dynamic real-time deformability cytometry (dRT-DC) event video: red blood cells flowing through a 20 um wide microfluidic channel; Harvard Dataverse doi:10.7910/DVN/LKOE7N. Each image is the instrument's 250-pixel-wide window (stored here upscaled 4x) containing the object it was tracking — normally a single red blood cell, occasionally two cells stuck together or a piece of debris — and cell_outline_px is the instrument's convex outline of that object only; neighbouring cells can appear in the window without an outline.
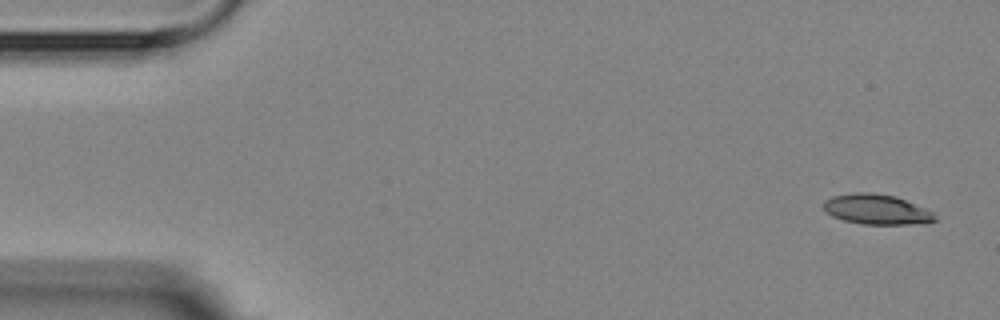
{"species": "Egyptian fruit bat (a non-hibernating species)", "species_latin": "Rousettus aegyptiacus", "temperature_condition": "room temperature", "stored_images_in_passage": 4, "camera_frame_rate_fps": 3000, "um_per_image_px": 0.085, "animal": {"sex": "female"}, "frame": {"image": 1, "passage_image": 1, "time_ms": 0.0, "image_size_px": [1000, 320], "cell_outline_px": [[936, 220], [908, 224], [864, 224], [844, 220], [832, 216], [824, 208], [824, 200], [832, 196], [856, 192], [872, 192], [896, 196], [924, 208], [932, 212]], "centroid_in_image_um": [74.46, 17.78], "position_along_channel_um": 10.5, "area_um2": 19.19}}